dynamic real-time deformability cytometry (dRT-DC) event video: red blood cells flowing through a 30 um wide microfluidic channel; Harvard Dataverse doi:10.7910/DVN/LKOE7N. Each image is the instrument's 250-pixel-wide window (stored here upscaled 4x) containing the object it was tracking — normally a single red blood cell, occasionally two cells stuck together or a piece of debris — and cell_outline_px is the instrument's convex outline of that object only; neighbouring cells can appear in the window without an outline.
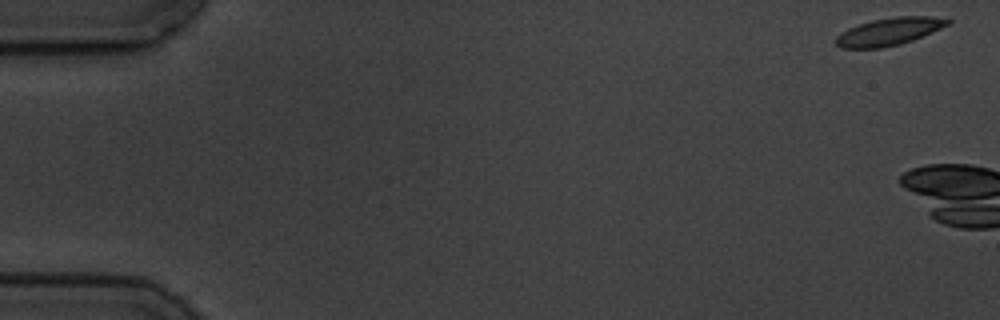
{"species": "common noctule bat (a hibernating species)", "species_latin": "Nyctalus noctula", "temperature_condition": "cold", "stored_images_in_passage": 2, "camera_frame_rate_fps": 3000, "um_per_image_px": 0.085, "animal": {"sex": "male", "body_mass_g": 19.5, "forearm_length_mm": 54.6}, "frame": {"image": 1, "passage_image": 1, "time_ms": 0.0, "image_size_px": [1000, 320], "cell_outline_px": [[952, 24], [912, 40], [900, 44], [880, 48], [840, 48], [836, 44], [836, 36], [840, 32], [856, 24], [872, 20], [896, 16], [932, 16], [952, 20]], "centroid_in_image_um": [75.57, 2.67], "position_along_channel_um": 9.4, "area_um2": 18.09}}